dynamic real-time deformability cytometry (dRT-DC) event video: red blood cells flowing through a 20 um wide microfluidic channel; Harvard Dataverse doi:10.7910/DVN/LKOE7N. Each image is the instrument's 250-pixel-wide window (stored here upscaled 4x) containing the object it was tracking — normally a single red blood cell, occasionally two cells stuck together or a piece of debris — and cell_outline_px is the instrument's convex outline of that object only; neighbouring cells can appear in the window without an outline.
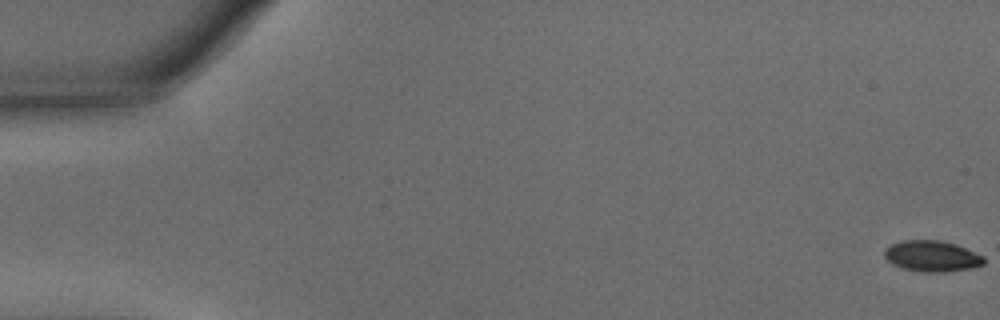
{"species": "common noctule bat (a hibernating species)", "species_latin": "Nyctalus noctula", "temperature_condition": "warm", "stored_images_in_passage": 11, "camera_frame_rate_fps": 3000, "um_per_image_px": 0.085, "animal": {"sex": "male", "body_mass_g": 15.6}, "frame": {"image": 1, "passage_image": 1, "time_ms": 0.0, "image_size_px": [1000, 320], "cell_outline_px": [[984, 264], [968, 268], [944, 272], [920, 272], [904, 268], [892, 264], [884, 256], [884, 248], [900, 240], [940, 240], [956, 244], [984, 256]], "centroid_in_image_um": [79.18, 21.76], "position_along_channel_um": 5.8, "area_um2": 17.92}}